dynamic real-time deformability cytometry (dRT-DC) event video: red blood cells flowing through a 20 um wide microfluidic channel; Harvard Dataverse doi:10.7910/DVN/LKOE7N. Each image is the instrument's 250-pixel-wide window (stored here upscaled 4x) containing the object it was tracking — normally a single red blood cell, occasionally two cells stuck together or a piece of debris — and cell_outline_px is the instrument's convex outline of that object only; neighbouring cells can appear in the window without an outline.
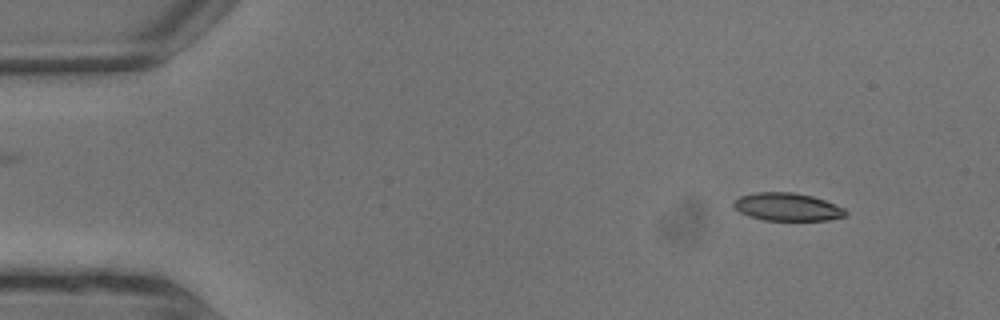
{"species": "common noctule bat (a hibernating species)", "species_latin": "Nyctalus noctula", "temperature_condition": "warm", "stored_images_in_passage": 8, "camera_frame_rate_fps": 3000, "um_per_image_px": 0.085, "animal": {"sex": "male", "body_mass_g": 13.3}, "frame": {"image": 1, "passage_image": 1, "time_ms": 0.0, "image_size_px": [1000, 320], "cell_outline_px": [[848, 212], [844, 216], [828, 220], [764, 220], [748, 216], [740, 212], [732, 204], [740, 196], [756, 192], [792, 192], [812, 196], [824, 200], [844, 208]], "centroid_in_image_um": [66.92, 17.58], "position_along_channel_um": 18.1, "area_um2": 18.03}}
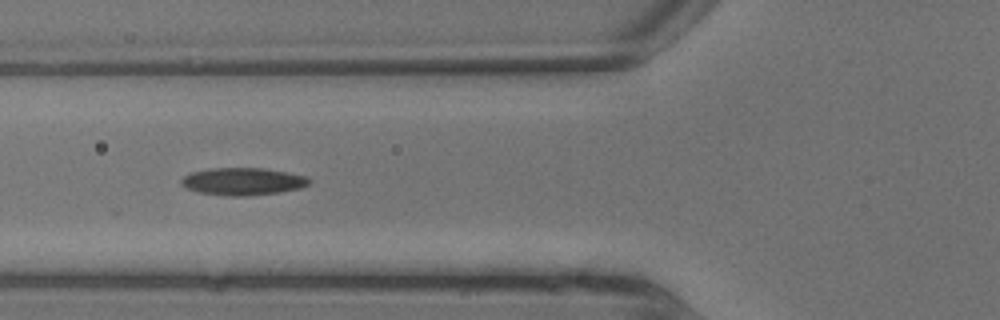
{"frame": {"image": 2, "passage_image": 6, "time_ms": 1.667, "image_size_px": [1000, 320], "cell_outline_px": [[312, 180], [308, 184], [300, 188], [280, 192], [244, 196], [228, 196], [200, 192], [188, 188], [180, 184], [180, 180], [188, 172], [212, 168], [264, 168], [288, 172], [308, 176]], "centroid_in_image_um": [20.65, 15.41], "position_along_channel_um": 105.1, "area_um2": 20.52}}
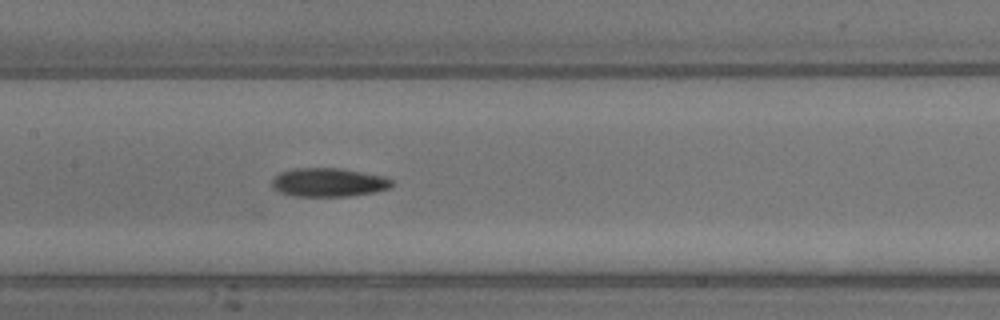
{"frame": {"image": 3, "passage_image": 8, "time_ms": 2.333, "image_size_px": [1000, 320], "cell_outline_px": [[392, 184], [388, 188], [372, 192], [348, 196], [292, 196], [280, 192], [272, 188], [272, 180], [280, 172], [292, 168], [340, 168], [384, 176], [392, 180]], "centroid_in_image_um": [27.88, 15.49], "position_along_channel_um": 179.5, "area_um2": 19.94}}